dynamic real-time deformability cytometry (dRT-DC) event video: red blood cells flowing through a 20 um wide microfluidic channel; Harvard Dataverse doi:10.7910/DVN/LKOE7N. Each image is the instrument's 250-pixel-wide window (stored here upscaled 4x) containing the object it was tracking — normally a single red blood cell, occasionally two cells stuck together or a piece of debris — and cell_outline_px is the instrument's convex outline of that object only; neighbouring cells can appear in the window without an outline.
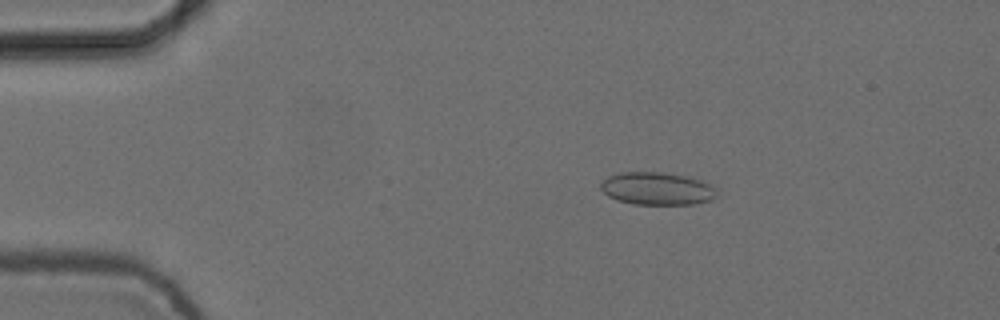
{"species": "common noctule bat (a hibernating species)", "species_latin": "Nyctalus noctula", "temperature_condition": "cold", "stored_images_in_passage": 5, "camera_frame_rate_fps": 3000, "um_per_image_px": 0.085, "animal": {"sex": "female", "body_mass_g": 24.6, "forearm_length_mm": 56.2}, "frame": {"image": 1, "passage_image": 2, "time_ms": 0.333, "image_size_px": [1000, 320], "cell_outline_px": [[716, 196], [712, 200], [696, 204], [636, 204], [616, 200], [608, 196], [600, 188], [600, 184], [608, 176], [620, 172], [664, 172], [688, 176], [700, 180], [716, 188]], "centroid_in_image_um": [55.85, 16.03], "position_along_channel_um": 29.2, "area_um2": 22.2}}
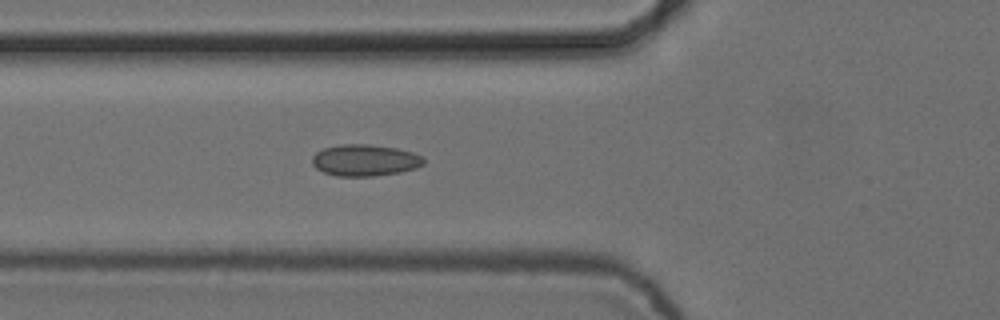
{"frame": {"image": 2, "passage_image": 5, "time_ms": 1.333, "image_size_px": [1000, 320], "cell_outline_px": [[424, 164], [416, 168], [400, 172], [372, 176], [336, 176], [324, 172], [316, 168], [312, 164], [312, 156], [316, 152], [324, 148], [340, 144], [372, 144], [396, 148], [412, 152], [424, 156]], "centroid_in_image_um": [31.02, 13.61], "position_along_channel_um": 94.8, "area_um2": 20.63}}